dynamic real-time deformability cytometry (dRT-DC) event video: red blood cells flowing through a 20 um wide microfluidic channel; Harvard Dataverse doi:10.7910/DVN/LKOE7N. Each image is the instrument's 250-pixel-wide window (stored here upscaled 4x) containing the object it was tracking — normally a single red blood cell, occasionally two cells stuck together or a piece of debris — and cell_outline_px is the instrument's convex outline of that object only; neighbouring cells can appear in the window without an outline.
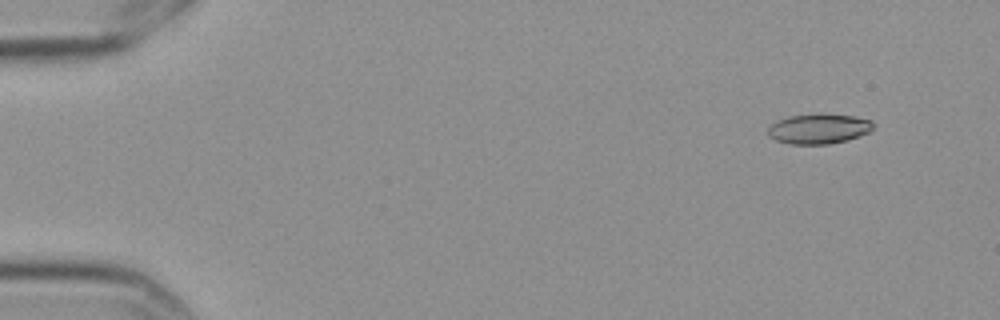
{"species": "Egyptian fruit bat (a non-hibernating species)", "species_latin": "Rousettus aegyptiacus", "temperature_condition": "cold", "stored_images_in_passage": 5, "camera_frame_rate_fps": 3000, "um_per_image_px": 0.085, "frame": {"image": 1, "passage_image": 2, "time_ms": 0.333, "image_size_px": [1000, 320], "cell_outline_px": [[872, 128], [868, 132], [860, 136], [848, 140], [828, 144], [792, 144], [776, 140], [768, 136], [768, 128], [776, 120], [788, 116], [820, 112], [856, 116], [872, 120]], "centroid_in_image_um": [69.59, 10.92], "position_along_channel_um": 15.4, "area_um2": 18.79}}
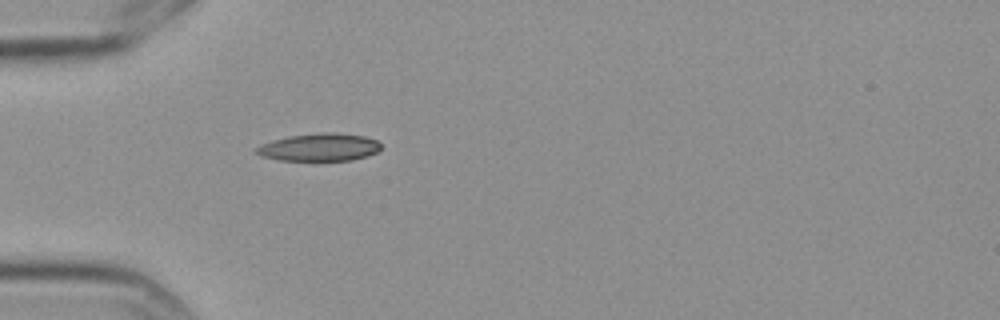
{"frame": {"image": 2, "passage_image": 5, "time_ms": 1.333, "image_size_px": [1000, 320], "cell_outline_px": [[380, 148], [376, 152], [352, 160], [280, 160], [260, 156], [256, 152], [256, 148], [260, 144], [272, 140], [288, 136], [324, 132], [332, 132], [364, 136], [376, 140], [380, 144]], "centroid_in_image_um": [27.11, 12.51], "position_along_channel_um": 57.9, "area_um2": 19.88}}